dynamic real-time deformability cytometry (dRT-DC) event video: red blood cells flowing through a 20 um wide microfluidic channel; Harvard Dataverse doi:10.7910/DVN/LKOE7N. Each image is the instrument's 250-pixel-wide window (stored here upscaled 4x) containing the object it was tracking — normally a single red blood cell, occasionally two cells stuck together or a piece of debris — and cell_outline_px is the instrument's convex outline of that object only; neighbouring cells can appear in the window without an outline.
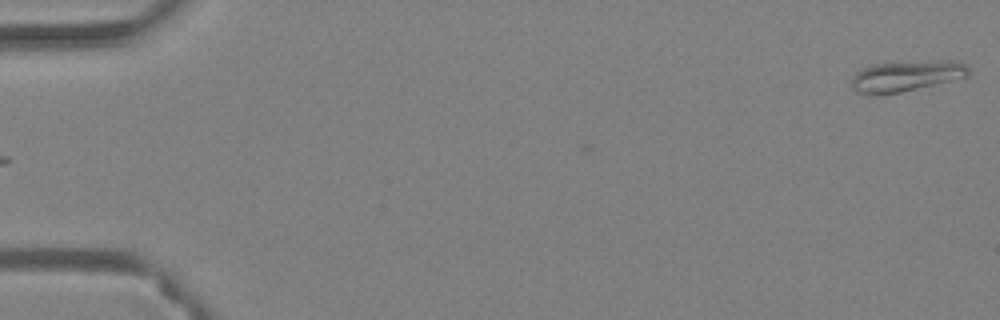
{"species": "Egyptian fruit bat (a non-hibernating species)", "species_latin": "Rousettus aegyptiacus", "temperature_condition": "warm", "stored_images_in_passage": 15, "camera_frame_rate_fps": 3000, "um_per_image_px": 0.085, "animal": {"sex": "female"}, "frame": {"image": 1, "passage_image": 1, "time_ms": 0.0, "image_size_px": [1000, 320], "cell_outline_px": [[968, 76], [952, 80], [900, 92], [880, 96], [868, 96], [856, 92], [852, 88], [852, 76], [856, 72], [872, 64], [940, 60], [948, 60], [964, 64], [968, 68]], "centroid_in_image_um": [76.94, 6.49], "position_along_channel_um": 8.1, "area_um2": 20.98}}